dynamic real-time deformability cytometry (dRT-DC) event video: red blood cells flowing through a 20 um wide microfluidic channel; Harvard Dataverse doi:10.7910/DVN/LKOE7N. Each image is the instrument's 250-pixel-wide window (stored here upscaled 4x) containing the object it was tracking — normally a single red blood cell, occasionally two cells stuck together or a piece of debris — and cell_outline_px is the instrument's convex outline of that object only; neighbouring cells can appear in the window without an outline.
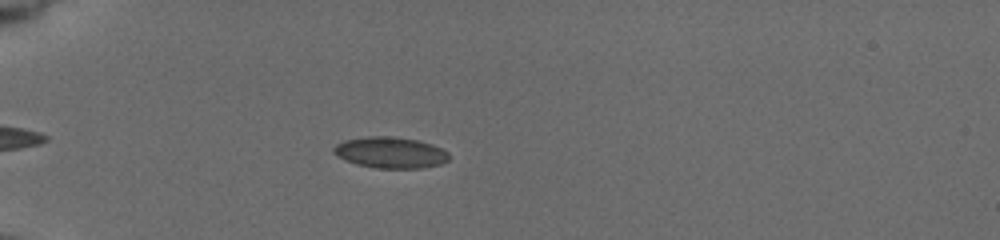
{"species": "common noctule bat (a hibernating species)", "species_latin": "Nyctalus noctula", "temperature_condition": "cold", "stored_images_in_passage": 46, "camera_frame_rate_fps": 3000, "um_per_image_px": 0.085, "animal": {"sex": "female", "body_mass_g": 19.5, "forearm_length_mm": 54.1}, "frame": {"image": 1, "passage_image": 11, "time_ms": 3.333, "image_size_px": [1000, 240], "cell_outline_px": [[448, 160], [440, 164], [420, 168], [376, 168], [356, 164], [344, 160], [336, 156], [332, 152], [332, 148], [336, 144], [344, 140], [368, 136], [388, 136], [416, 140], [432, 144], [448, 152]], "centroid_in_image_um": [33.13, 12.97], "position_along_channel_um": 51.9, "area_um2": 20.92}}
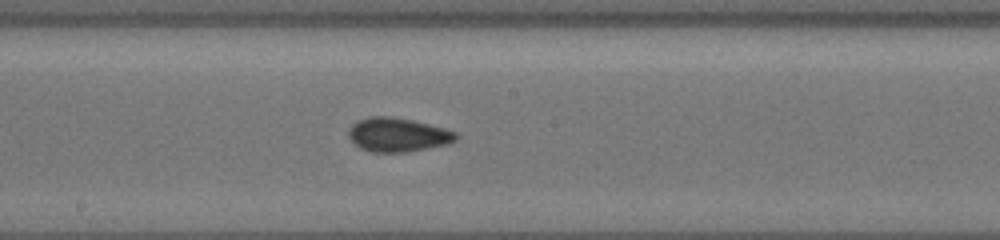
{"frame": {"image": 2, "passage_image": 24, "time_ms": 8.333, "image_size_px": [1000, 240], "cell_outline_px": [[460, 136], [456, 140], [448, 144], [408, 152], [372, 152], [360, 148], [348, 136], [348, 128], [356, 120], [368, 116], [388, 116], [412, 120], [444, 128], [456, 132]], "centroid_in_image_um": [33.8, 11.45], "position_along_channel_um": 214.4, "area_um2": 21.39}}
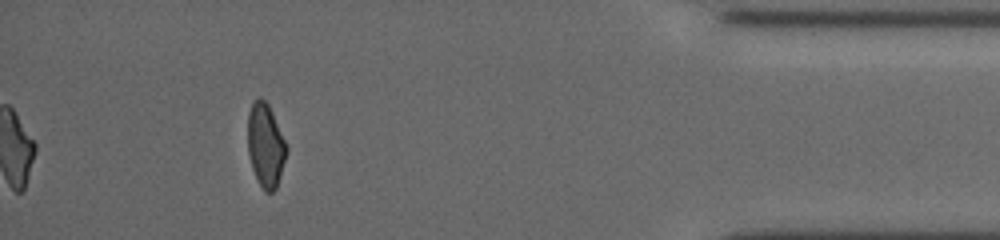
{"frame": {"image": 3, "passage_image": 42, "time_ms": 14.667, "image_size_px": [1000, 240], "cell_outline_px": [[288, 152], [276, 188], [272, 192], [264, 192], [252, 168], [248, 152], [248, 112], [252, 100], [260, 96], [268, 104], [288, 144]], "centroid_in_image_um": [22.59, 12.31], "position_along_channel_um": 412.6, "area_um2": 19.13}, "authors_computed_cell_mechanics": {"area_um2": 20.3167, "velocity_mm_per_s": 3.795, "shape_relaxation_time_tau1_ms": 9.7061, "shape_relaxation_time_tau2_ms": 1.4544, "deformation_change_tau1": 0.1497, "deformation_change_tau2": 0.0575}}